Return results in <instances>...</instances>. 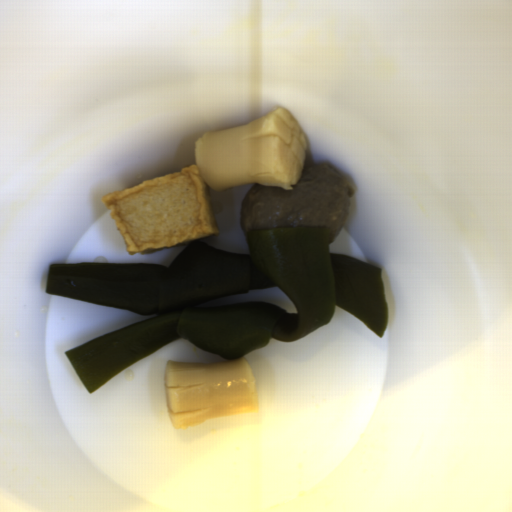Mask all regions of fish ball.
<instances>
[{"instance_id": "1", "label": "fish ball", "mask_w": 512, "mask_h": 512, "mask_svg": "<svg viewBox=\"0 0 512 512\" xmlns=\"http://www.w3.org/2000/svg\"><path fill=\"white\" fill-rule=\"evenodd\" d=\"M100 202L130 255H146L219 233L211 189L197 164L105 193Z\"/></svg>"}]
</instances>
